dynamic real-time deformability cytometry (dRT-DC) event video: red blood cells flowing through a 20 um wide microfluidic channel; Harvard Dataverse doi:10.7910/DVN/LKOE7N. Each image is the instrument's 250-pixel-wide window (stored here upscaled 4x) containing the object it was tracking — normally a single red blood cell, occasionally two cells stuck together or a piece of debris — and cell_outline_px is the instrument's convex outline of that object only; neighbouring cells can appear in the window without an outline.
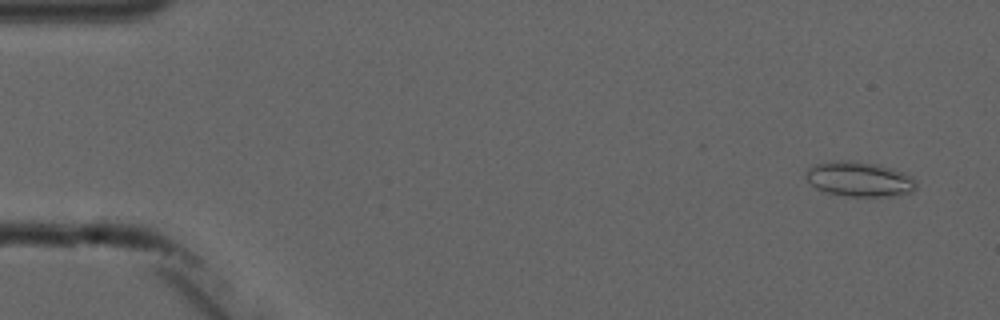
{"species": "common noctule bat (a hibernating species)", "species_latin": "Nyctalus noctula", "temperature_condition": "cold", "stored_images_in_passage": 8, "camera_frame_rate_fps": 3000, "um_per_image_px": 0.085, "animal": {"sex": "male", "forearm_length_mm": 52.5}, "frame": {"image": 1, "passage_image": 1, "time_ms": 0.0, "image_size_px": [1000, 320], "cell_outline_px": [[916, 188], [912, 192], [900, 196], [848, 196], [824, 192], [816, 188], [804, 176], [808, 168], [816, 164], [836, 160], [856, 160], [876, 164], [892, 168], [904, 172], [912, 176], [916, 180]], "centroid_in_image_um": [73.08, 15.22], "position_along_channel_um": 11.9, "area_um2": 22.72}}
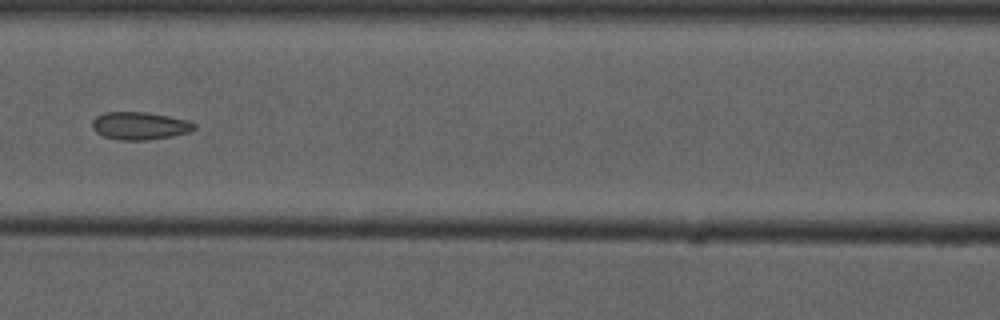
{"frame": {"image": 2, "passage_image": 7, "time_ms": 7.0, "image_size_px": [1000, 320], "cell_outline_px": [[196, 128], [188, 132], [172, 136], [144, 140], [120, 140], [104, 136], [96, 132], [92, 128], [92, 120], [96, 116], [104, 112], [148, 112], [188, 120], [196, 124]], "centroid_in_image_um": [11.87, 10.68], "position_along_channel_um": 154.7, "area_um2": 16.47}}
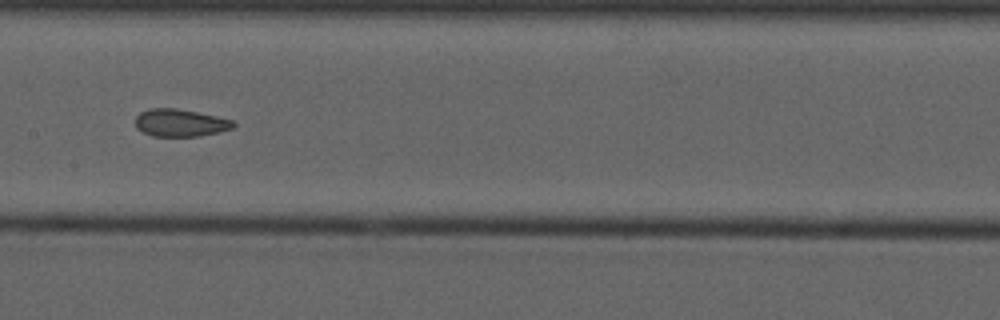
{"frame": {"image": 3, "passage_image": 8, "time_ms": 8.0, "image_size_px": [1000, 320], "cell_outline_px": [[236, 124], [232, 128], [200, 136], [152, 136], [136, 128], [136, 116], [140, 112], [152, 108], [176, 108], [216, 116], [232, 120]], "centroid_in_image_um": [15.3, 10.44], "position_along_channel_um": 192.1, "area_um2": 15.49}}